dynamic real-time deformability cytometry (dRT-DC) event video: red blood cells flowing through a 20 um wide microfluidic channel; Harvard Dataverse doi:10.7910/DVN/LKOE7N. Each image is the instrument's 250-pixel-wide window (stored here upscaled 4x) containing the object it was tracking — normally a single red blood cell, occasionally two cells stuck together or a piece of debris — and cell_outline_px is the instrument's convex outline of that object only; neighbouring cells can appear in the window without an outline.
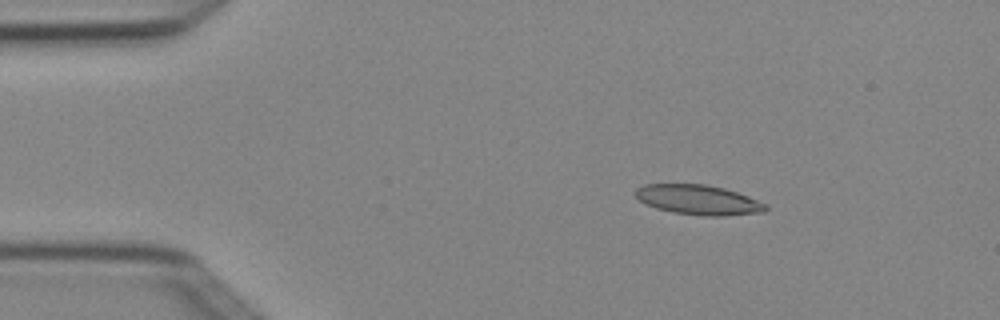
{"species": "Egyptian fruit bat (a non-hibernating species)", "species_latin": "Rousettus aegyptiacus", "temperature_condition": "cold", "stored_images_in_passage": 3, "camera_frame_rate_fps": 3000, "um_per_image_px": 0.085, "animal": {"sex": "female"}, "frame": {"image": 1, "passage_image": 1, "time_ms": 0.0, "image_size_px": [1000, 320], "cell_outline_px": [[768, 208], [764, 212], [724, 216], [704, 216], [672, 212], [656, 208], [640, 200], [632, 192], [636, 188], [644, 184], [704, 184], [724, 188], [748, 196], [768, 204]], "centroid_in_image_um": [59.37, 16.98], "position_along_channel_um": 25.6, "area_um2": 22.72}}
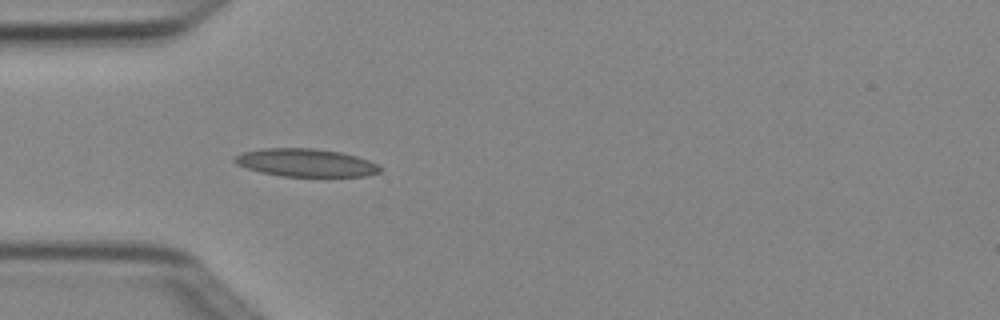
{"frame": {"image": 2, "passage_image": 3, "time_ms": 0.667, "image_size_px": [1000, 320], "cell_outline_px": [[380, 172], [364, 176], [280, 176], [260, 172], [236, 164], [232, 160], [236, 156], [244, 152], [264, 148], [312, 148], [340, 152], [356, 156], [368, 160], [376, 164], [380, 168]], "centroid_in_image_um": [25.97, 13.83], "position_along_channel_um": 59.0, "area_um2": 23.41}}